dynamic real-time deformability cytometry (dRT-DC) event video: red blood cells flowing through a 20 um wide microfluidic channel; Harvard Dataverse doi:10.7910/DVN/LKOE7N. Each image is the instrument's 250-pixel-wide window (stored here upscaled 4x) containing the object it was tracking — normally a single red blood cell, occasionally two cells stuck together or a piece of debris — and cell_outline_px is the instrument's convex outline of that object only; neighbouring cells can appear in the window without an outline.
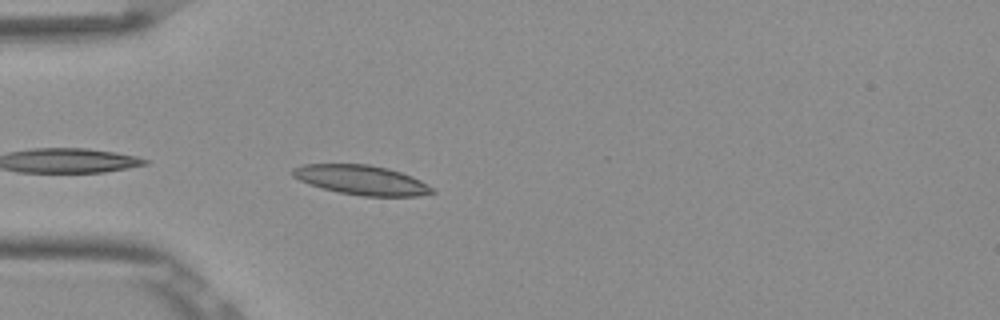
{"species": "Egyptian fruit bat (a non-hibernating species)", "species_latin": "Rousettus aegyptiacus", "temperature_condition": "room temperature", "stored_images_in_passage": 27, "camera_frame_rate_fps": 3000, "um_per_image_px": 0.085, "frame": {"image": 1, "passage_image": 2, "time_ms": 0.333, "image_size_px": [1000, 320], "cell_outline_px": [[436, 192], [420, 196], [364, 196], [340, 192], [324, 188], [300, 180], [292, 176], [292, 168], [304, 164], [368, 164], [388, 168], [412, 176], [420, 180], [432, 188]], "centroid_in_image_um": [30.75, 15.29], "position_along_channel_um": 54.3, "area_um2": 23.76}}
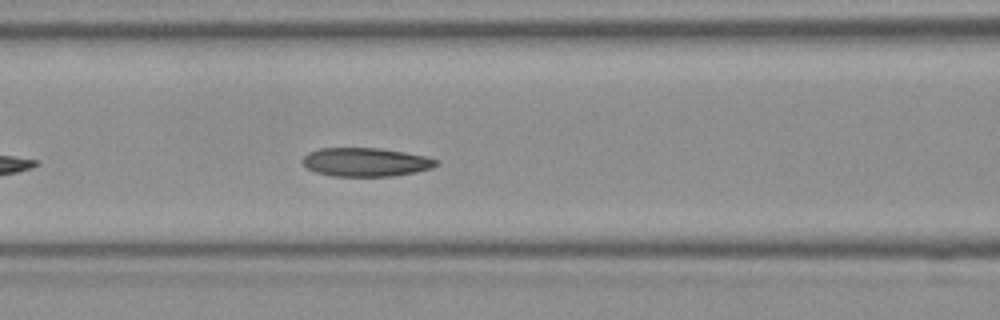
{"frame": {"image": 2, "passage_image": 9, "time_ms": 2.667, "image_size_px": [1000, 320], "cell_outline_px": [[440, 164], [432, 168], [392, 176], [332, 176], [316, 172], [308, 168], [300, 160], [308, 152], [320, 148], [380, 148], [404, 152], [424, 156], [440, 160]], "centroid_in_image_um": [31.08, 13.77], "position_along_channel_um": 135.5, "area_um2": 22.31}}
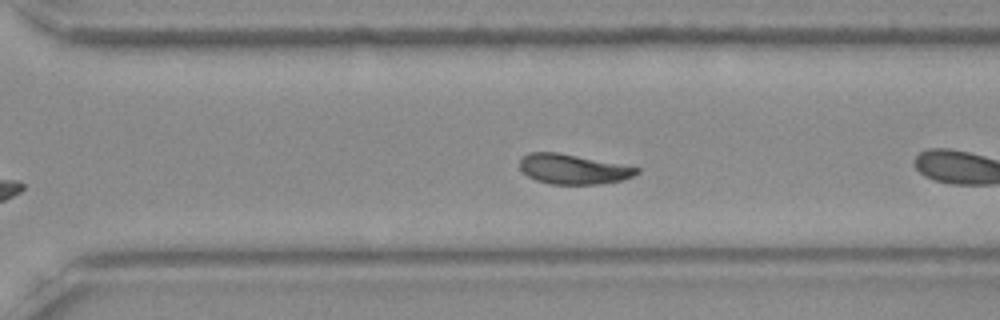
{"frame": {"image": 3, "passage_image": 21, "time_ms": 6.667, "image_size_px": [1000, 320], "cell_outline_px": [[640, 172], [632, 176], [620, 180], [600, 184], [552, 184], [536, 180], [528, 176], [520, 168], [520, 160], [528, 152], [556, 152], [640, 168]], "centroid_in_image_um": [48.69, 14.38], "position_along_channel_um": 321.9, "area_um2": 20.0}, "authors_computed_cell_mechanics": {"area_um2": 20.9814, "velocity_mm_per_s": 3.8361, "shape_relaxation_time_tau1_ms": null, "shape_relaxation_time_tau2_ms": 4.0533, "deformation_change_tau1": null, "deformation_change_tau2": 0.0957}}